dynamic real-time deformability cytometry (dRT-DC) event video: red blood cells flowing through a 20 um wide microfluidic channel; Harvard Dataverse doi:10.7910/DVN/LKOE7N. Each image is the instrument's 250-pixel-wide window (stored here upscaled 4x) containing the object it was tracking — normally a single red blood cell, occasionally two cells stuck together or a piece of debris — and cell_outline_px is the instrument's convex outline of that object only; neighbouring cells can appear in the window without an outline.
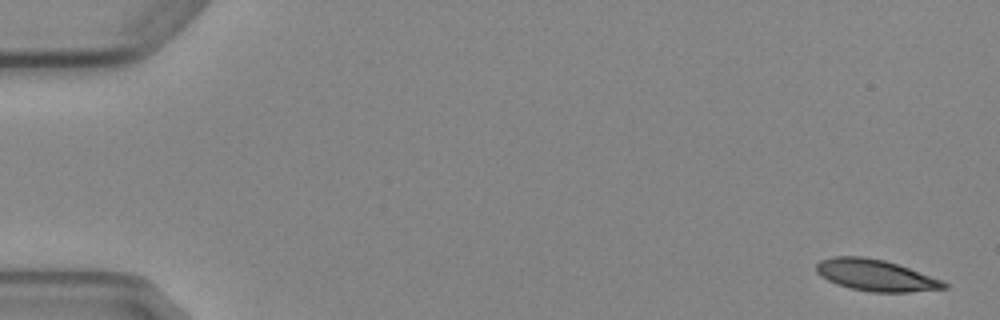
{"species": "Egyptian fruit bat (a non-hibernating species)", "species_latin": "Rousettus aegyptiacus", "temperature_condition": "cold", "stored_images_in_passage": 5, "camera_frame_rate_fps": 3000, "um_per_image_px": 0.085, "animal": {"sex": "female"}, "frame": {"image": 1, "passage_image": 1, "time_ms": 0.0, "image_size_px": [1000, 320], "cell_outline_px": [[948, 288], [908, 292], [872, 292], [852, 288], [836, 284], [820, 276], [816, 272], [816, 264], [820, 260], [832, 256], [864, 256], [884, 260], [944, 280], [948, 284]], "centroid_in_image_um": [74.42, 23.39], "position_along_channel_um": 10.6, "area_um2": 23.41}}
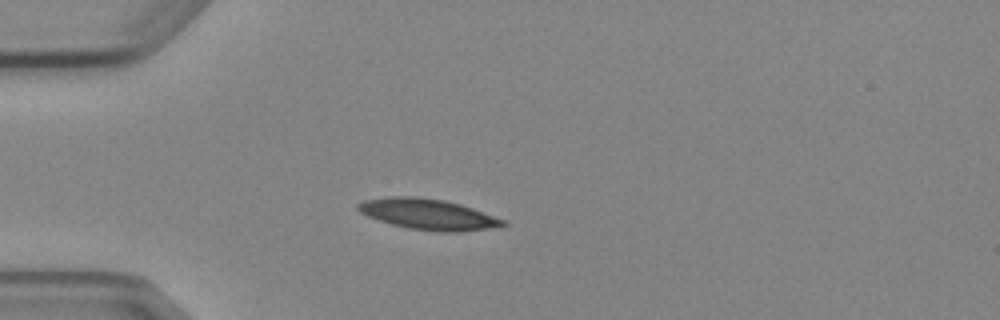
{"frame": {"image": 2, "passage_image": 4, "time_ms": 4.333, "image_size_px": [1000, 320], "cell_outline_px": [[508, 224], [500, 228], [460, 232], [444, 232], [408, 228], [392, 224], [368, 216], [360, 212], [356, 208], [356, 204], [364, 200], [388, 196], [416, 196], [444, 200], [460, 204], [472, 208], [504, 220]], "centroid_in_image_um": [36.41, 18.21], "position_along_channel_um": 48.6, "area_um2": 26.07}}